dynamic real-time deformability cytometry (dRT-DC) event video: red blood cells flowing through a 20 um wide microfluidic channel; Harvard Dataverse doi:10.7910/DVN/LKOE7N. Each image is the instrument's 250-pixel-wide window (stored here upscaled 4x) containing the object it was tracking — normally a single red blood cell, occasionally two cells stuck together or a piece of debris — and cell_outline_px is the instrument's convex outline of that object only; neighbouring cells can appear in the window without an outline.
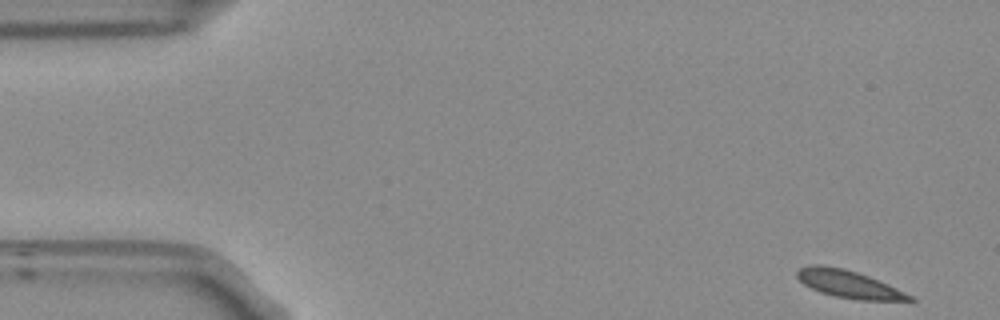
{"species": "Egyptian fruit bat (a non-hibernating species)", "species_latin": "Rousettus aegyptiacus", "temperature_condition": "room temperature", "stored_images_in_passage": 53, "camera_frame_rate_fps": 3000, "um_per_image_px": 0.085, "frame": {"image": 1, "passage_image": 1, "time_ms": 0.0, "image_size_px": [1000, 320], "cell_outline_px": [[916, 300], [860, 300], [836, 296], [820, 292], [804, 284], [796, 276], [796, 272], [800, 268], [808, 264], [820, 264], [844, 268], [868, 276], [888, 284], [912, 296]], "centroid_in_image_um": [72.09, 24.13], "position_along_channel_um": 12.9, "area_um2": 17.8}}
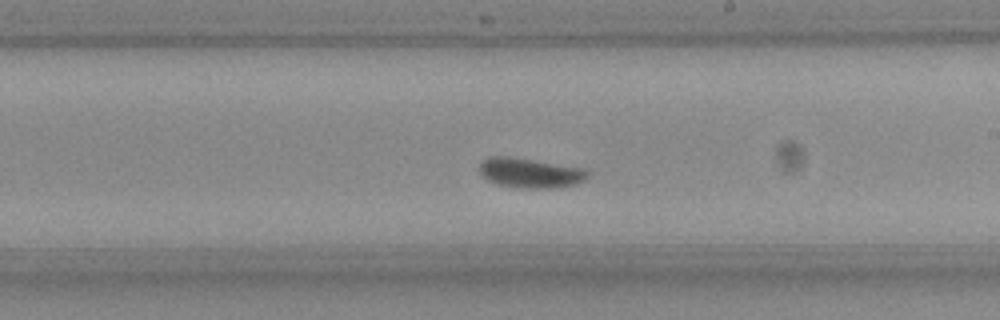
{"frame": {"image": 2, "passage_image": 29, "time_ms": 9.333, "image_size_px": [1000, 320], "cell_outline_px": [[592, 172], [584, 180], [576, 184], [560, 188], [516, 188], [496, 184], [488, 180], [480, 172], [480, 164], [488, 156], [508, 156], [584, 168]], "centroid_in_image_um": [45.1, 14.71], "position_along_channel_um": 243.9, "area_um2": 18.96}}
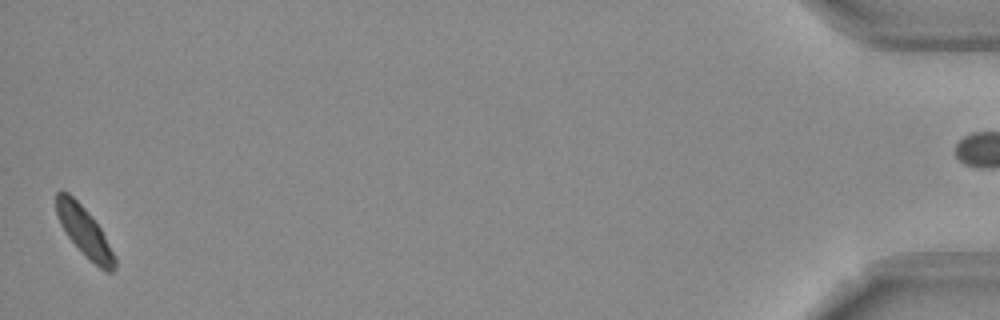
{"frame": {"image": 3, "passage_image": 52, "time_ms": 17.0, "image_size_px": [1000, 320], "cell_outline_px": [[116, 268], [112, 272], [108, 272], [100, 268], [68, 236], [60, 224], [56, 212], [56, 192], [60, 188], [68, 192], [84, 208], [100, 228], [116, 256]], "centroid_in_image_um": [7.17, 19.65], "position_along_channel_um": 428.0, "area_um2": 16.36}, "authors_computed_cell_mechanics": {"area_um2": 18.1492, "velocity_mm_per_s": 3.6834, "shape_relaxation_time_tau1_ms": 5.5083, "shape_relaxation_time_tau2_ms": null, "deformation_change_tau1": 0.087, "deformation_change_tau2": null}}